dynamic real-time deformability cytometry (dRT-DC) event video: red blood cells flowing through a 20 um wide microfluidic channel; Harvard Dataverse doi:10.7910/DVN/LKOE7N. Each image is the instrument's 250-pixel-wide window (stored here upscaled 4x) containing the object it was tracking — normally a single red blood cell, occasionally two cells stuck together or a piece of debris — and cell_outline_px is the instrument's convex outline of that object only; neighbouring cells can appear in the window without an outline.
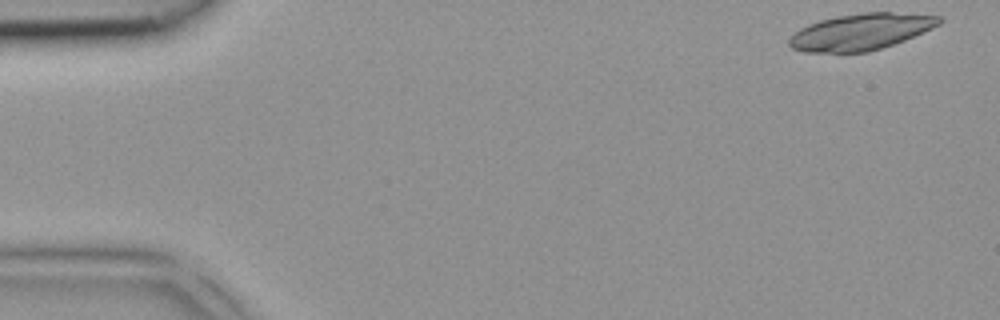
{"species": "common noctule bat (a hibernating species)", "species_latin": "Nyctalus noctula", "temperature_condition": "room temperature", "stored_images_in_passage": 3, "camera_frame_rate_fps": 3000, "um_per_image_px": 0.085, "animal": {"sex": "female", "body_mass_g": 18.4}, "frame": {"image": 1, "passage_image": 1, "time_ms": 0.0, "image_size_px": [1000, 320], "cell_outline_px": [[944, 20], [940, 24], [932, 28], [904, 40], [868, 52], [804, 52], [792, 48], [788, 44], [788, 40], [800, 28], [808, 24], [820, 20], [836, 16], [864, 12], [892, 12], [940, 16]], "centroid_in_image_um": [73.17, 2.69], "position_along_channel_um": 11.8, "area_um2": 31.62}}